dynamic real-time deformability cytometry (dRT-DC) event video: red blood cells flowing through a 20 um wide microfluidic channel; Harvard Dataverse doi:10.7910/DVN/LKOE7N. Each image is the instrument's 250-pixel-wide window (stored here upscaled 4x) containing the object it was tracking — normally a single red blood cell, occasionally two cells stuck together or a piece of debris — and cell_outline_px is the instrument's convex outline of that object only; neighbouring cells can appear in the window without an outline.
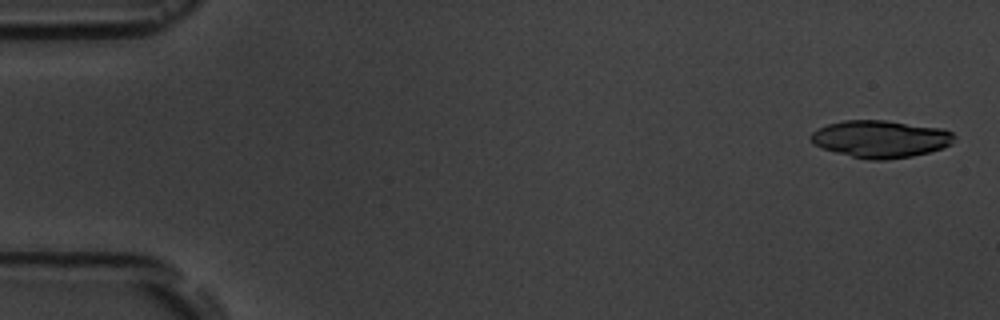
{"species": "common noctule bat (a hibernating species)", "species_latin": "Nyctalus noctula", "temperature_condition": "room temperature", "stored_images_in_passage": 17, "camera_frame_rate_fps": 3000, "um_per_image_px": 0.085, "animal": {"sex": "male", "body_mass_g": 19.5, "forearm_length_mm": 54.6}, "frame": {"image": 1, "passage_image": 1, "time_ms": 0.0, "image_size_px": [1000, 320], "cell_outline_px": [[956, 140], [952, 144], [944, 148], [912, 156], [884, 160], [868, 160], [820, 148], [812, 144], [808, 136], [812, 132], [828, 124], [844, 120], [884, 120], [944, 128], [952, 132], [956, 136]], "centroid_in_image_um": [74.86, 11.81], "position_along_channel_um": 10.1, "area_um2": 31.44}}
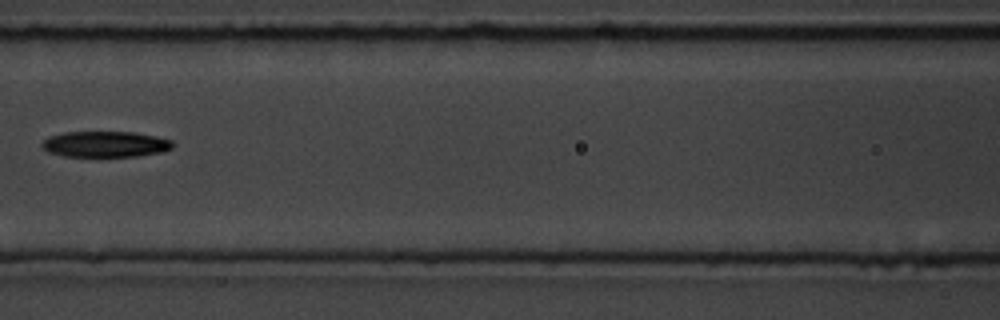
{"frame": {"image": 2, "passage_image": 8, "time_ms": 8.0, "image_size_px": [1000, 320], "cell_outline_px": [[172, 148], [160, 152], [140, 156], [64, 156], [48, 152], [40, 144], [48, 136], [64, 132], [136, 132], [156, 136], [172, 140]], "centroid_in_image_um": [8.94, 12.25], "position_along_channel_um": 157.7, "area_um2": 19.71}}
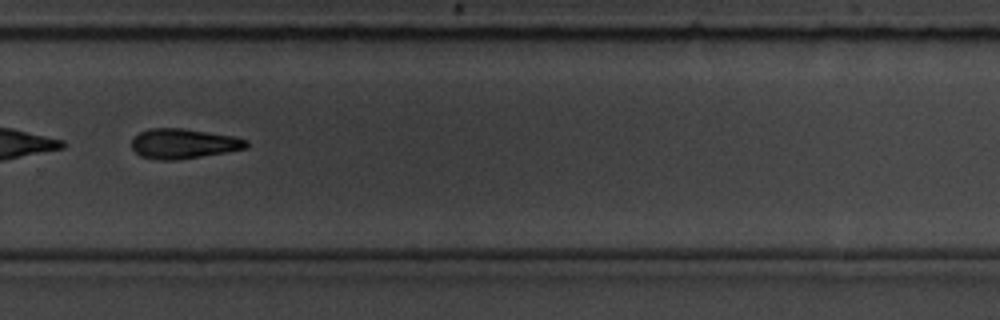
{"frame": {"image": 3, "passage_image": 12, "time_ms": 12.333, "image_size_px": [1000, 320], "cell_outline_px": [[248, 148], [228, 152], [176, 160], [160, 160], [140, 156], [132, 148], [132, 136], [148, 128], [184, 128], [232, 136], [248, 140]], "centroid_in_image_um": [15.58, 12.21], "position_along_channel_um": 314.2, "area_um2": 20.11}, "authors_computed_cell_mechanics": {"area_um2": 22.7154, "velocity_mm_per_s": 3.6301, "shape_relaxation_time_tau1_ms": 3.9585, "shape_relaxation_time_tau2_ms": null, "deformation_change_tau1": 0.1432, "deformation_change_tau2": null}}